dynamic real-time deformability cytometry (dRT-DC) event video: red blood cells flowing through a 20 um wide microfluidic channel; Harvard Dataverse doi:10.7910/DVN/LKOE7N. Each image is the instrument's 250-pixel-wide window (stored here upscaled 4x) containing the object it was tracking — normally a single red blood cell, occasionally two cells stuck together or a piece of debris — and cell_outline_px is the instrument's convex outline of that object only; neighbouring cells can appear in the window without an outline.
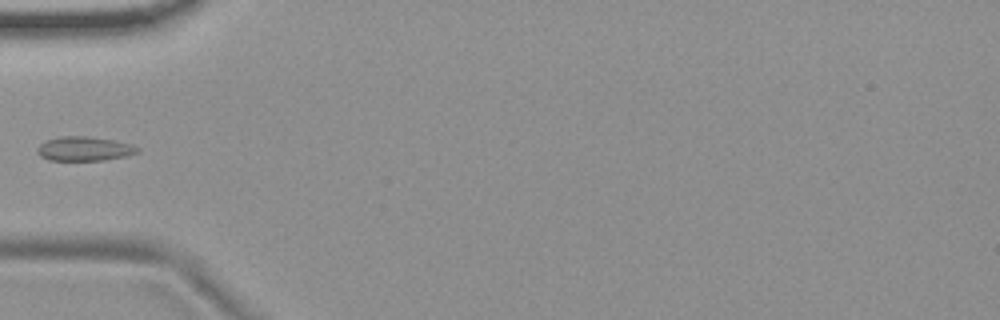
{"species": "common noctule bat (a hibernating species)", "species_latin": "Nyctalus noctula", "temperature_condition": "room temperature", "stored_images_in_passage": 6, "camera_frame_rate_fps": 3000, "um_per_image_px": 0.085, "animal": {"sex": "female", "body_mass_g": 19.9}, "frame": {"image": 1, "passage_image": 5, "time_ms": 1.333, "image_size_px": [1000, 320], "cell_outline_px": [[140, 152], [124, 156], [104, 160], [48, 160], [40, 156], [36, 152], [36, 148], [40, 144], [48, 140], [60, 136], [84, 136], [112, 140], [132, 144], [140, 148]], "centroid_in_image_um": [7.16, 12.65], "position_along_channel_um": 77.8, "area_um2": 14.1}}
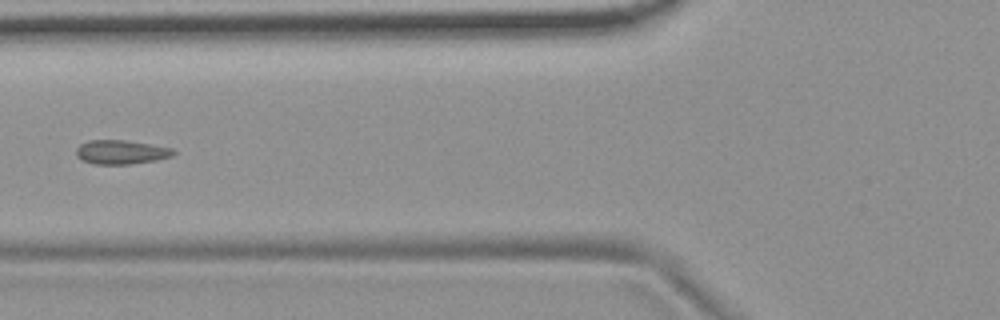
{"frame": {"image": 2, "passage_image": 6, "time_ms": 1.667, "image_size_px": [1000, 320], "cell_outline_px": [[176, 152], [172, 156], [156, 160], [128, 164], [92, 164], [76, 156], [76, 148], [80, 144], [88, 140], [124, 140], [172, 148]], "centroid_in_image_um": [10.27, 12.93], "position_along_channel_um": 115.5, "area_um2": 13.53}}